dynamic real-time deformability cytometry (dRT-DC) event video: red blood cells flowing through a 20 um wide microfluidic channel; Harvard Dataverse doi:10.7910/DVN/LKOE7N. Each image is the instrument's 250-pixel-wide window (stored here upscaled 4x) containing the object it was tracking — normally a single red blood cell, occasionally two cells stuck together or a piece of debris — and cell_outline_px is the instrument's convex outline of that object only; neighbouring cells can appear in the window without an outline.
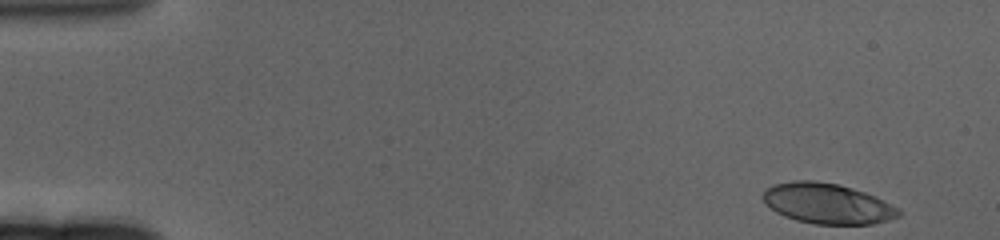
{"species": "human", "species_latin": "Homo sapiens", "temperature_condition": "cold", "stored_images_in_passage": 60, "camera_frame_rate_fps": 3000, "um_per_image_px": 0.085, "donor": {"sex": "female"}, "frame": {"image": 1, "passage_image": 1, "time_ms": 0.0, "image_size_px": [1000, 240], "cell_outline_px": [[904, 212], [900, 216], [888, 220], [872, 224], [812, 224], [796, 220], [784, 216], [776, 212], [760, 196], [772, 184], [792, 180], [816, 180], [840, 184], [876, 196], [900, 208]], "centroid_in_image_um": [70.36, 17.29], "position_along_channel_um": 14.6, "area_um2": 32.31}}
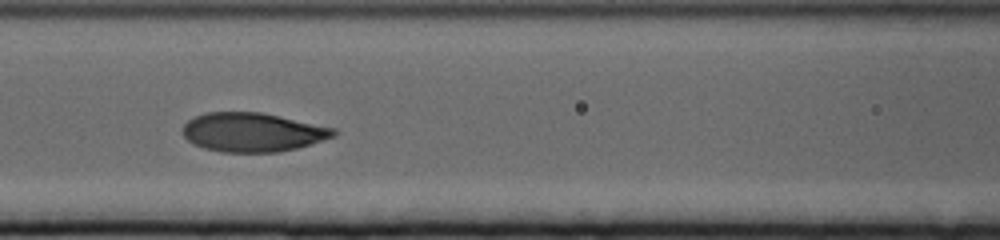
{"frame": {"image": 2, "passage_image": 25, "time_ms": 8.0, "image_size_px": [1000, 240], "cell_outline_px": [[340, 132], [336, 136], [296, 148], [280, 152], [220, 152], [204, 148], [188, 140], [184, 136], [184, 124], [188, 120], [196, 116], [208, 112], [260, 112], [336, 128]], "centroid_in_image_um": [21.51, 11.24], "position_along_channel_um": 145.1, "area_um2": 34.16}}
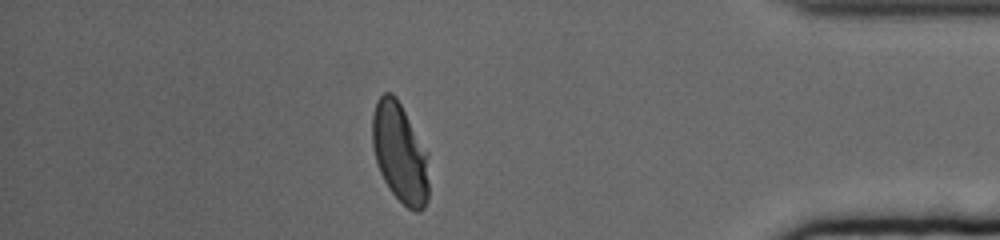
{"frame": {"image": 3, "passage_image": 52, "time_ms": 17.0, "image_size_px": [1000, 240], "cell_outline_px": [[428, 200], [424, 208], [420, 212], [416, 212], [408, 208], [388, 188], [380, 172], [376, 160], [372, 144], [372, 116], [376, 100], [384, 92], [392, 92], [396, 96], [428, 152]], "centroid_in_image_um": [34.0, 12.99], "position_along_channel_um": 401.2, "area_um2": 33.06}, "authors_computed_cell_mechanics": {"area_um2": 33.6107, "velocity_mm_per_s": 3.2254, "shape_relaxation_time_tau1_ms": 3.9379, "shape_relaxation_time_tau2_ms": null, "deformation_change_tau1": 0.1817, "deformation_change_tau2": null}}